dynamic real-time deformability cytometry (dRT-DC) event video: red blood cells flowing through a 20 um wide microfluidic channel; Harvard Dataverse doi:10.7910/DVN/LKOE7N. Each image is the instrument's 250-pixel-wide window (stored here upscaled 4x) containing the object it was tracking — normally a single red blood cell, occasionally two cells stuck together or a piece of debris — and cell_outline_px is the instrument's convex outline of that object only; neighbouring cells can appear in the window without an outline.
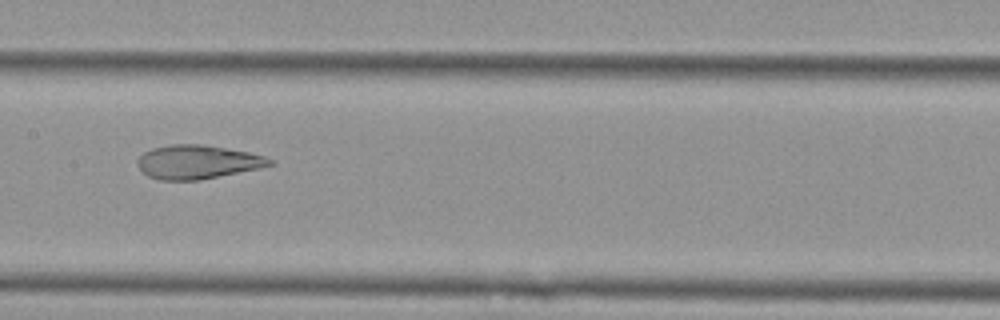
{"species": "Egyptian fruit bat (a non-hibernating species)", "species_latin": "Rousettus aegyptiacus", "temperature_condition": "cold", "stored_images_in_passage": 7, "camera_frame_rate_fps": 3000, "um_per_image_px": 0.085, "animal": {"sex": "female"}, "frame": {"image": 1, "passage_image": 4, "time_ms": 1.0, "image_size_px": [1000, 320], "cell_outline_px": [[276, 164], [200, 180], [160, 180], [148, 176], [136, 164], [136, 160], [144, 152], [152, 148], [172, 144], [204, 144], [248, 152], [264, 156], [276, 160]], "centroid_in_image_um": [16.79, 13.76], "position_along_channel_um": 190.6, "area_um2": 26.01}}
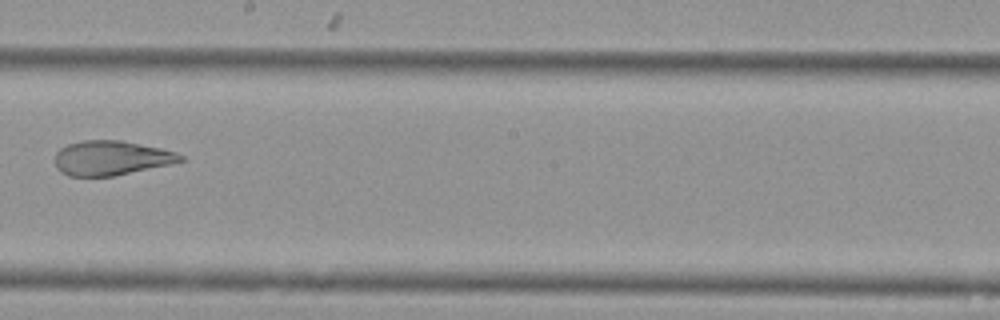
{"frame": {"image": 2, "passage_image": 5, "time_ms": 1.333, "image_size_px": [1000, 320], "cell_outline_px": [[184, 160], [168, 164], [112, 176], [68, 176], [60, 172], [56, 168], [56, 152], [60, 148], [68, 144], [84, 140], [120, 140], [160, 148], [176, 152], [184, 156]], "centroid_in_image_um": [9.41, 13.42], "position_along_channel_um": 238.8, "area_um2": 24.97}}
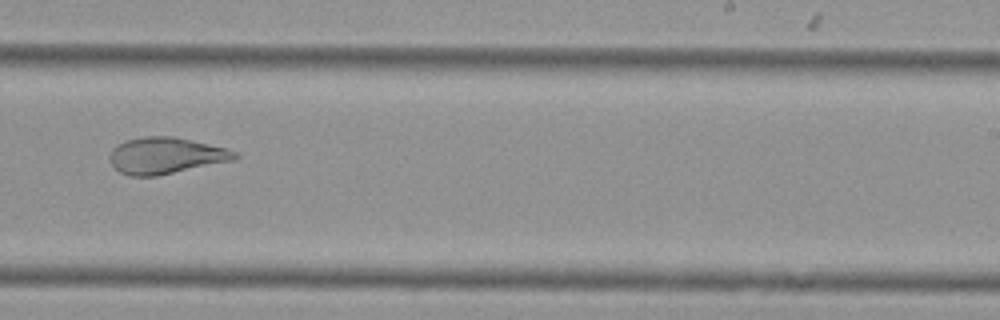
{"frame": {"image": 3, "passage_image": 6, "time_ms": 1.667, "image_size_px": [1000, 320], "cell_outline_px": [[240, 156], [236, 160], [156, 176], [128, 176], [120, 172], [112, 164], [108, 156], [112, 148], [128, 140], [144, 136], [172, 136], [228, 148], [236, 152]], "centroid_in_image_um": [14.12, 13.23], "position_along_channel_um": 274.9, "area_um2": 26.59}}